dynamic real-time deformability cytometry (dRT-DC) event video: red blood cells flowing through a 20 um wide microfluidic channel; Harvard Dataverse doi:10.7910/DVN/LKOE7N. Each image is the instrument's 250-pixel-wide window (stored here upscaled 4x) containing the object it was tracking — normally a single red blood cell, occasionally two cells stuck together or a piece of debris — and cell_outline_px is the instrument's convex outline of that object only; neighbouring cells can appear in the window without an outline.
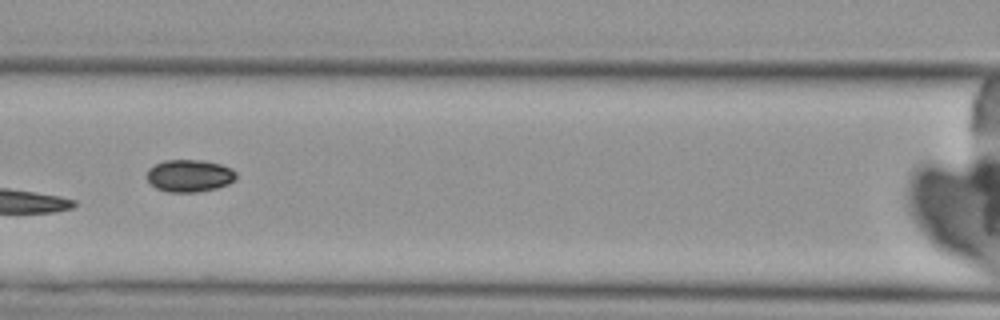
{"species": "Egyptian fruit bat (a non-hibernating species)", "species_latin": "Rousettus aegyptiacus", "temperature_condition": "cold", "stored_images_in_passage": 9, "camera_frame_rate_fps": 3000, "um_per_image_px": 0.085, "animal": {"sex": "female"}, "frame": {"image": 1, "passage_image": 7, "time_ms": 7.0, "image_size_px": [1000, 320], "cell_outline_px": [[236, 180], [228, 184], [216, 188], [196, 192], [168, 192], [156, 188], [148, 180], [148, 168], [164, 160], [204, 160], [220, 164], [232, 168], [236, 172]], "centroid_in_image_um": [16.13, 14.93], "position_along_channel_um": 150.5, "area_um2": 16.82}}
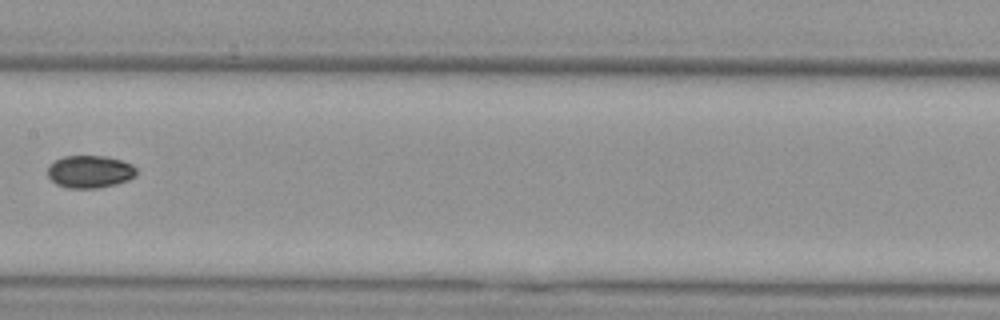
{"frame": {"image": 2, "passage_image": 8, "time_ms": 8.333, "image_size_px": [1000, 320], "cell_outline_px": [[136, 176], [128, 180], [116, 184], [96, 188], [68, 188], [56, 184], [48, 176], [48, 164], [64, 156], [108, 156], [132, 164], [136, 168]], "centroid_in_image_um": [7.64, 14.59], "position_along_channel_um": 199.8, "area_um2": 16.88}}
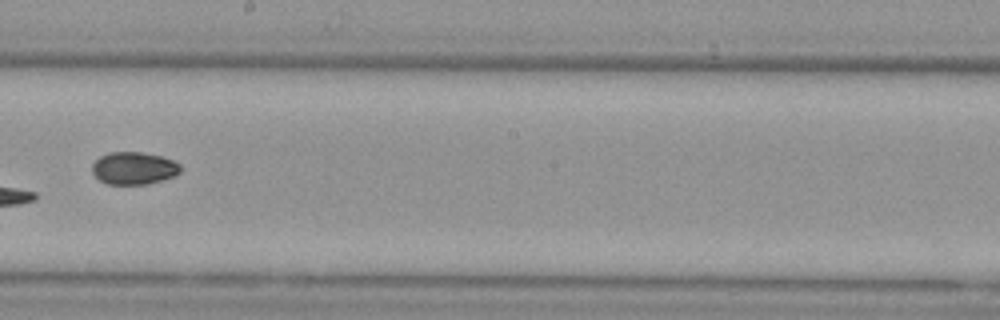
{"frame": {"image": 3, "passage_image": 9, "time_ms": 9.333, "image_size_px": [1000, 320], "cell_outline_px": [[180, 172], [172, 176], [148, 184], [108, 184], [100, 180], [92, 172], [92, 164], [100, 156], [108, 152], [140, 152], [160, 156], [172, 160], [180, 164]], "centroid_in_image_um": [11.35, 14.29], "position_along_channel_um": 236.9, "area_um2": 16.53}}